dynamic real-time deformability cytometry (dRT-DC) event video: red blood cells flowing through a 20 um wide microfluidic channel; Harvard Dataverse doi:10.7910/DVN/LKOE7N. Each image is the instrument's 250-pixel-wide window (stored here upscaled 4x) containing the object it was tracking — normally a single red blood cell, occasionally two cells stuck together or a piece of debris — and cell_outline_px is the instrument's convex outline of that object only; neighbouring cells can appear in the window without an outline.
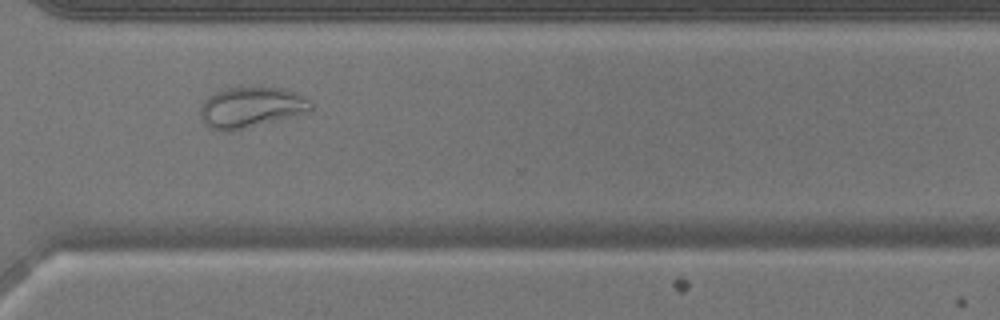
{"species": "common noctule bat (a hibernating species)", "species_latin": "Nyctalus noctula", "temperature_condition": "warm", "stored_images_in_passage": 46, "camera_frame_rate_fps": 3000, "um_per_image_px": 0.085, "animal": {"sex": "male", "body_mass_g": 17.9}, "frame": {"image": 1, "passage_image": 33, "time_ms": 10.667, "image_size_px": [1000, 320], "cell_outline_px": [[312, 112], [232, 132], [220, 132], [208, 128], [200, 120], [200, 108], [204, 100], [208, 96], [224, 88], [276, 88], [296, 92], [312, 100]], "centroid_in_image_um": [21.34, 9.17], "position_along_channel_um": 349.3, "area_um2": 26.76}}
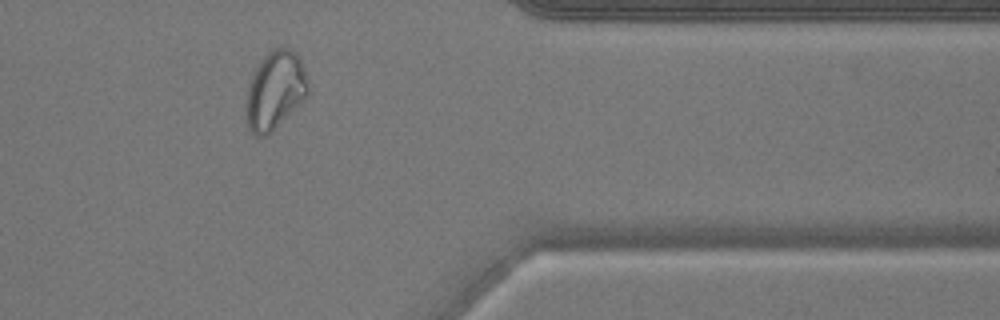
{"frame": {"image": 2, "passage_image": 37, "time_ms": 12.0, "image_size_px": [1000, 320], "cell_outline_px": [[308, 96], [272, 132], [264, 136], [256, 136], [248, 128], [248, 88], [252, 72], [260, 60], [272, 48], [288, 48], [296, 52], [304, 68], [308, 80]], "centroid_in_image_um": [23.41, 7.66], "position_along_channel_um": 388.0, "area_um2": 28.03}}
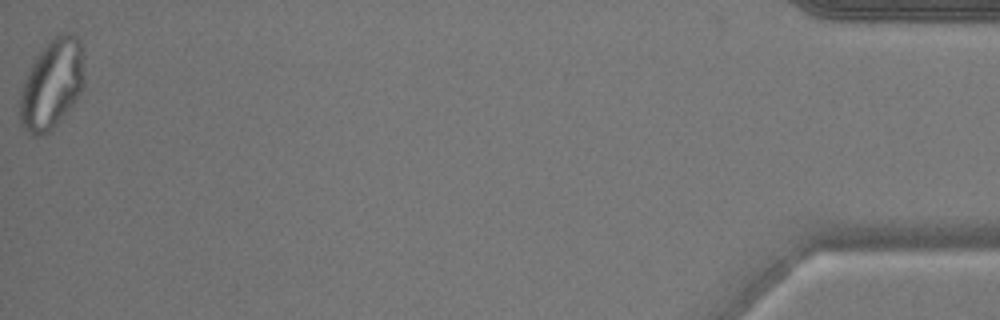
{"frame": {"image": 3, "passage_image": 46, "time_ms": 15.0, "image_size_px": [1000, 320], "cell_outline_px": [[84, 84], [80, 92], [72, 104], [52, 128], [44, 136], [32, 136], [20, 124], [20, 92], [24, 80], [36, 56], [48, 40], [60, 32], [72, 32], [80, 40], [84, 76]], "centroid_in_image_um": [4.39, 7.12], "position_along_channel_um": 430.8, "area_um2": 33.47}}